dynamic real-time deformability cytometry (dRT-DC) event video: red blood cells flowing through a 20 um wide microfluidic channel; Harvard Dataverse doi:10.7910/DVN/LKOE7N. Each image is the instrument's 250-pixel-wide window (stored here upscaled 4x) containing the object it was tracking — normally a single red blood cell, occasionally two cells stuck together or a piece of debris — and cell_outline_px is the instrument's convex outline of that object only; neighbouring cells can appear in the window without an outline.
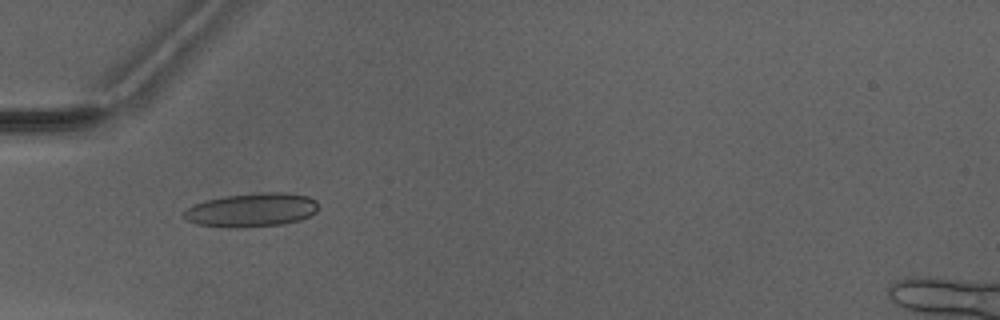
{"species": "Egyptian fruit bat (a non-hibernating species)", "species_latin": "Rousettus aegyptiacus", "temperature_condition": "warm", "stored_images_in_passage": 5, "camera_frame_rate_fps": 3000, "um_per_image_px": 0.085, "animal": {"sex": "male"}, "frame": {"image": 1, "passage_image": 4, "time_ms": 3.667, "image_size_px": [1000, 320], "cell_outline_px": [[316, 212], [300, 220], [284, 224], [244, 228], [236, 228], [196, 224], [184, 220], [184, 212], [192, 204], [204, 200], [224, 196], [264, 192], [284, 192], [308, 196], [316, 200]], "centroid_in_image_um": [21.36, 17.85], "position_along_channel_um": 63.6, "area_um2": 26.65}}